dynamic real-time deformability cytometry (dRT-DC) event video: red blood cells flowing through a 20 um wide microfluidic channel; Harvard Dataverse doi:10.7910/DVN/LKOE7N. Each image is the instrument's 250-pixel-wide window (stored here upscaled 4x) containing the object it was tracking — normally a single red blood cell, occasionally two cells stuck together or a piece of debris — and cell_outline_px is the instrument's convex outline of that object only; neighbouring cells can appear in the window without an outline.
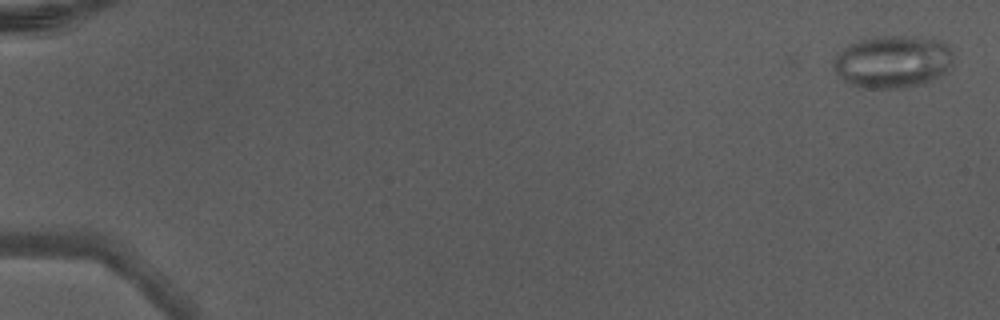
{"species": "Egyptian fruit bat (a non-hibernating species)", "species_latin": "Rousettus aegyptiacus", "temperature_condition": "warm", "stored_images_in_passage": 5, "camera_frame_rate_fps": 3000, "um_per_image_px": 0.085, "animal": {"sex": "male"}, "frame": {"image": 1, "passage_image": 1, "time_ms": 0.0, "image_size_px": [1000, 320], "cell_outline_px": [[952, 60], [944, 72], [940, 76], [924, 84], [904, 88], [864, 88], [848, 84], [836, 72], [836, 56], [848, 44], [860, 40], [884, 36], [912, 36], [940, 40], [952, 52]], "centroid_in_image_um": [75.89, 5.26], "position_along_channel_um": 9.1, "area_um2": 36.24}}